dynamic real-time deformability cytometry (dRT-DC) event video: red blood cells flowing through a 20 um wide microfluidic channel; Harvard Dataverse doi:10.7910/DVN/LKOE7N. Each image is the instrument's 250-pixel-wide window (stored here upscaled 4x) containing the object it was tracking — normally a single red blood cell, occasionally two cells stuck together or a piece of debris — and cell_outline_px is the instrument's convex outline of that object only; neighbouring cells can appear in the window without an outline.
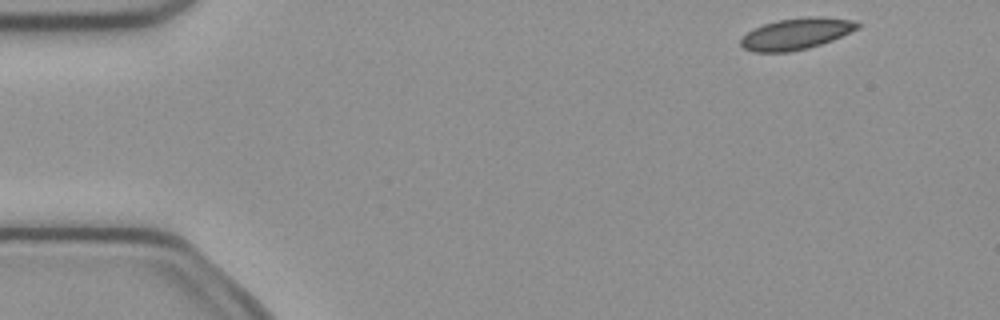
{"species": "common noctule bat (a hibernating species)", "species_latin": "Nyctalus noctula", "temperature_condition": "cold", "stored_images_in_passage": 4, "camera_frame_rate_fps": 3000, "um_per_image_px": 0.085, "animal": {"sex": "female", "body_mass_g": 21.9}, "frame": {"image": 1, "passage_image": 1, "time_ms": 0.0, "image_size_px": [1000, 320], "cell_outline_px": [[860, 28], [832, 40], [808, 48], [788, 52], [752, 52], [744, 48], [740, 44], [740, 40], [752, 28], [764, 24], [780, 20], [808, 16], [816, 16], [852, 20], [860, 24]], "centroid_in_image_um": [67.67, 2.87], "position_along_channel_um": 17.3, "area_um2": 21.21}}